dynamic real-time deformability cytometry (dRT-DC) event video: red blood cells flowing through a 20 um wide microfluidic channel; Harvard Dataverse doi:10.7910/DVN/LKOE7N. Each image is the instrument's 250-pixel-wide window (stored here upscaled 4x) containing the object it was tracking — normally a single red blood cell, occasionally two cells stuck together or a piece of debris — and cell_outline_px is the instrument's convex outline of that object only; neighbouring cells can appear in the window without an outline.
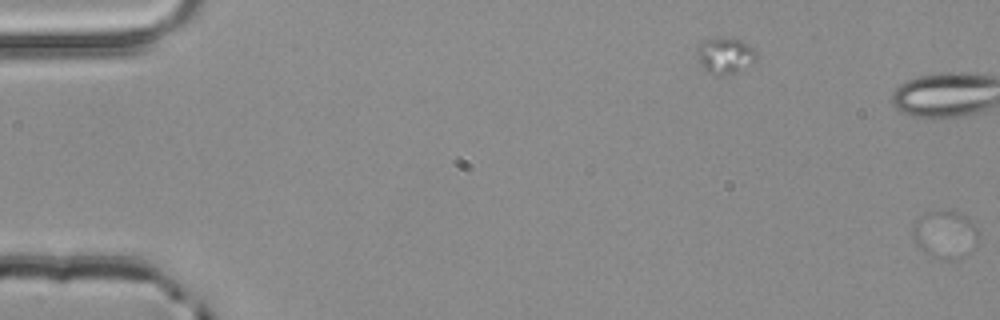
{"species": "common noctule bat (a hibernating species)", "species_latin": "Nyctalus noctula", "temperature_condition": "room temperature", "stored_images_in_passage": 6, "camera_frame_rate_fps": 3000, "um_per_image_px": 0.085, "animal": {"sex": "male", "body_mass_g": 20.4}, "frame": {"image": 1, "passage_image": 1, "time_ms": 0.0, "image_size_px": [1000, 320], "cell_outline_px": [[980, 236], [952, 260], [944, 260], [932, 256], [924, 252], [916, 244], [912, 232], [912, 228], [916, 220], [920, 216], [928, 212], [956, 212], [964, 216], [980, 232]], "centroid_in_image_um": [80.24, 19.9], "position_along_channel_um": 4.8, "area_um2": 17.17}}